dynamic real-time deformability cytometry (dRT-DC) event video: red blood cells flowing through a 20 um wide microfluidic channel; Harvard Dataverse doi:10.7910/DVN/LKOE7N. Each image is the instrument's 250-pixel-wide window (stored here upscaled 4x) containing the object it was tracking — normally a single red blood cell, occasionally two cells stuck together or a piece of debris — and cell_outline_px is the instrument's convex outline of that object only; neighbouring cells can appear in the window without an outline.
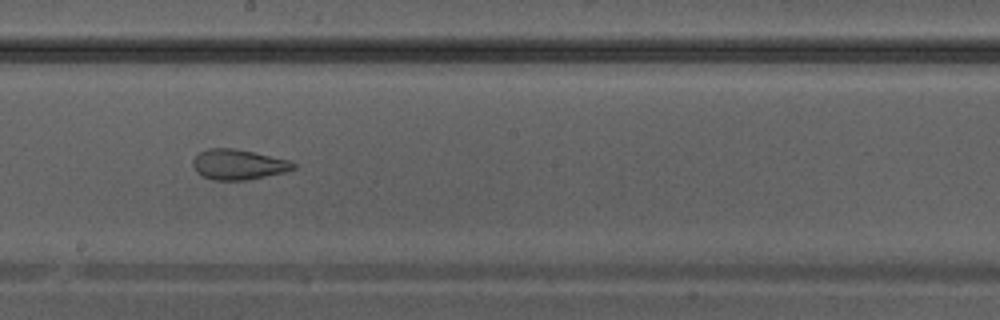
{"species": "Egyptian fruit bat (a non-hibernating species)", "species_latin": "Rousettus aegyptiacus", "temperature_condition": "warm", "stored_images_in_passage": 41, "camera_frame_rate_fps": 3000, "um_per_image_px": 0.085, "animal": {"sex": "male"}, "frame": {"image": 1, "passage_image": 24, "time_ms": 7.667, "image_size_px": [1000, 320], "cell_outline_px": [[296, 168], [284, 172], [244, 180], [212, 180], [196, 172], [192, 164], [192, 160], [200, 152], [208, 148], [236, 148], [288, 160], [296, 164]], "centroid_in_image_um": [20.23, 13.97], "position_along_channel_um": 228.0, "area_um2": 17.57}}